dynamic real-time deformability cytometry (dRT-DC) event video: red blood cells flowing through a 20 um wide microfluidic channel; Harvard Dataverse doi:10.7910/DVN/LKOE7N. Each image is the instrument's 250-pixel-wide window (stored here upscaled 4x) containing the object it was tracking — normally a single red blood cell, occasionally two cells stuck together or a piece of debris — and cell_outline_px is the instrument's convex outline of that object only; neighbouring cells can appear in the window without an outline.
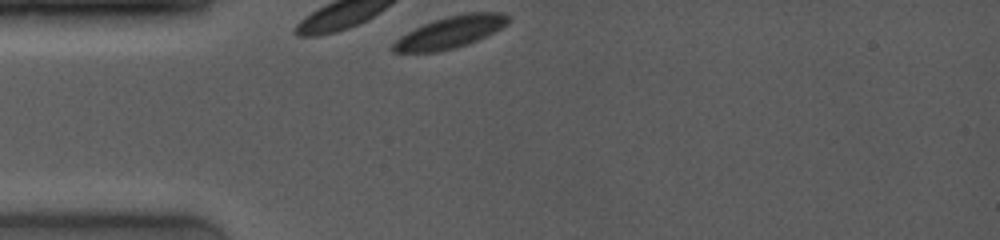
{"species": "common noctule bat (a hibernating species)", "species_latin": "Nyctalus noctula", "temperature_condition": "room temperature", "stored_images_in_passage": 8, "camera_frame_rate_fps": 4000, "um_per_image_px": 0.085, "animal": {"sex": "female", "body_mass_g": 19.0, "forearm_length_mm": 53.3}, "frame": {"image": 1, "passage_image": 1, "time_ms": 0.0, "image_size_px": [1000, 240], "cell_outline_px": [[508, 24], [468, 44], [456, 48], [440, 52], [392, 52], [392, 44], [400, 36], [424, 24], [448, 16], [468, 12], [496, 12], [508, 16]], "centroid_in_image_um": [38.24, 2.75], "position_along_channel_um": 46.8, "area_um2": 20.98}}